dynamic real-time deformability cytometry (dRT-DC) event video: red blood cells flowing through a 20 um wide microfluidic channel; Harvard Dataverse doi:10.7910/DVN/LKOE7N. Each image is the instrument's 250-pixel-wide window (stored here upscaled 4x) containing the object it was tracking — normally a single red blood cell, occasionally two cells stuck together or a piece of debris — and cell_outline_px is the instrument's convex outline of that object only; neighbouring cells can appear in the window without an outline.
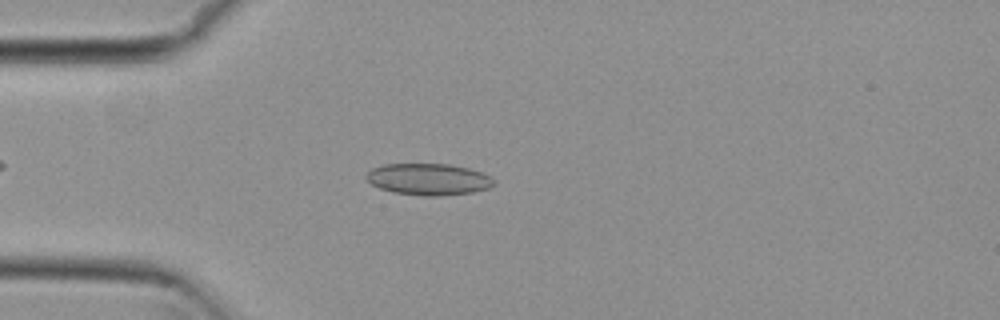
{"species": "common noctule bat (a hibernating species)", "species_latin": "Nyctalus noctula", "temperature_condition": "cold", "stored_images_in_passage": 39, "camera_frame_rate_fps": 3000, "um_per_image_px": 0.085, "animal": {"sex": "female", "body_mass_g": 29.2, "forearm_length_mm": 56.3}, "frame": {"image": 1, "passage_image": 1, "time_ms": 0.0, "image_size_px": [1000, 320], "cell_outline_px": [[496, 184], [488, 188], [472, 192], [440, 196], [424, 196], [392, 192], [380, 188], [372, 184], [364, 176], [372, 168], [384, 164], [448, 164], [468, 168], [480, 172], [496, 180]], "centroid_in_image_um": [36.42, 15.24], "position_along_channel_um": 48.6, "area_um2": 23.47}}
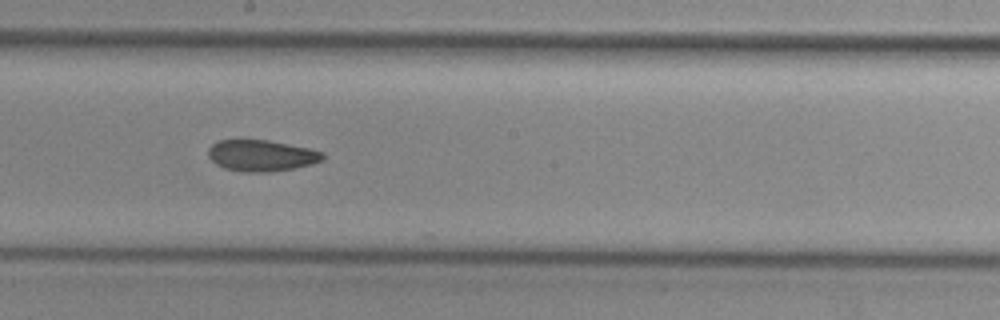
{"frame": {"image": 2, "passage_image": 16, "time_ms": 5.0, "image_size_px": [1000, 320], "cell_outline_px": [[324, 160], [312, 164], [292, 168], [268, 172], [240, 172], [224, 168], [216, 164], [208, 156], [208, 148], [212, 144], [220, 140], [240, 136], [268, 140], [308, 148], [324, 152]], "centroid_in_image_um": [22.16, 13.18], "position_along_channel_um": 226.0, "area_um2": 21.56}}
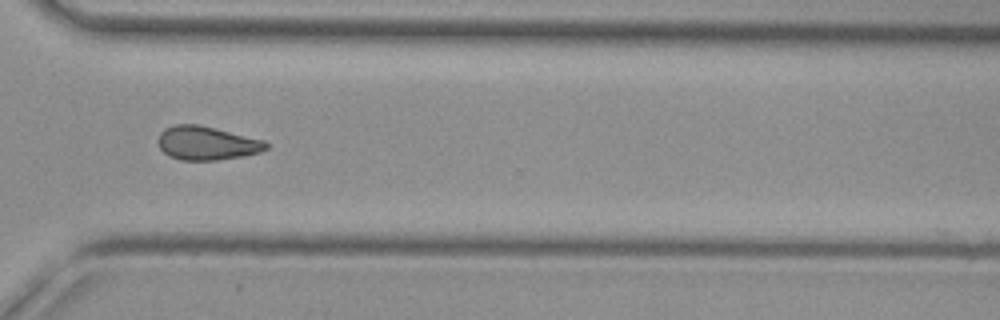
{"frame": {"image": 3, "passage_image": 26, "time_ms": 8.333, "image_size_px": [1000, 320], "cell_outline_px": [[268, 148], [260, 152], [244, 156], [216, 160], [180, 160], [168, 156], [160, 148], [156, 140], [160, 132], [164, 128], [176, 124], [200, 124], [264, 140], [268, 144]], "centroid_in_image_um": [17.55, 12.16], "position_along_channel_um": 353.1, "area_um2": 21.44}}